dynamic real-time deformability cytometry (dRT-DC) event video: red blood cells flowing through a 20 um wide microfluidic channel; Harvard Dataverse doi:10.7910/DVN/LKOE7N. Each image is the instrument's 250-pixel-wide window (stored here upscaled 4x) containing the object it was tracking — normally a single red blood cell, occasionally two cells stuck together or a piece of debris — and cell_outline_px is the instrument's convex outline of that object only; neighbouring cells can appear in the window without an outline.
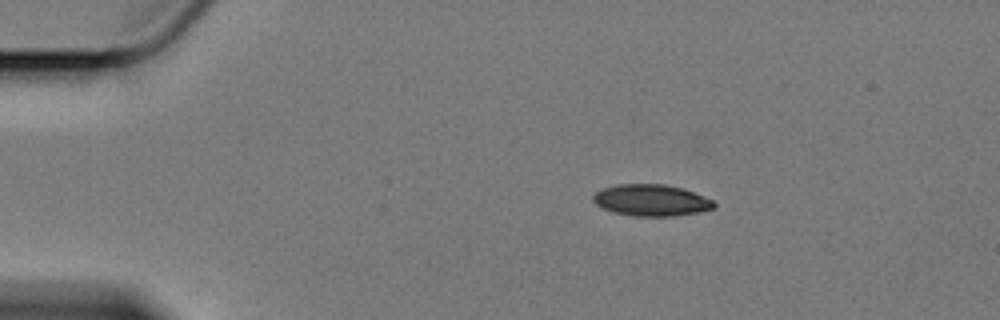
{"species": "Egyptian fruit bat (a non-hibernating species)", "species_latin": "Rousettus aegyptiacus", "temperature_condition": "cold", "stored_images_in_passage": 4, "camera_frame_rate_fps": 3000, "um_per_image_px": 0.085, "animal": {"sex": "female"}, "frame": {"image": 1, "passage_image": 1, "time_ms": 0.0, "image_size_px": [1000, 320], "cell_outline_px": [[716, 208], [700, 212], [676, 216], [632, 216], [612, 212], [596, 204], [592, 200], [592, 196], [596, 192], [604, 188], [616, 184], [664, 184], [680, 188], [692, 192], [712, 200], [716, 204]], "centroid_in_image_um": [55.35, 17.03], "position_along_channel_um": 29.7, "area_um2": 22.2}}
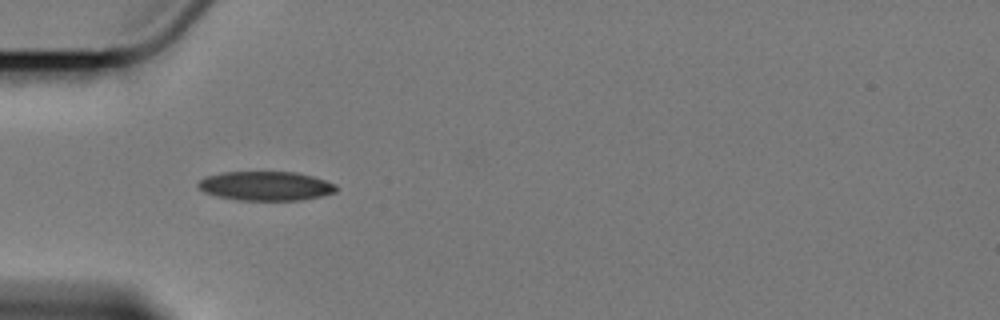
{"frame": {"image": 2, "passage_image": 3, "time_ms": 2.667, "image_size_px": [1000, 320], "cell_outline_px": [[336, 192], [320, 196], [300, 200], [236, 200], [216, 196], [204, 192], [196, 184], [204, 176], [224, 172], [296, 172], [312, 176], [336, 184]], "centroid_in_image_um": [22.56, 15.8], "position_along_channel_um": 62.4, "area_um2": 23.47}}
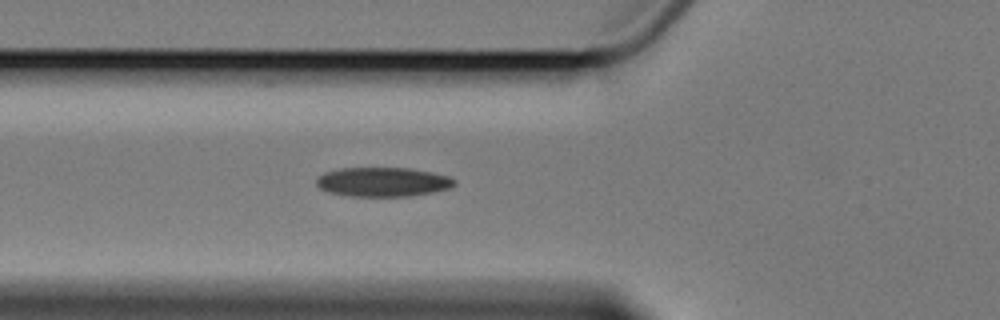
{"frame": {"image": 3, "passage_image": 4, "time_ms": 3.667, "image_size_px": [1000, 320], "cell_outline_px": [[456, 184], [448, 188], [432, 192], [412, 196], [348, 196], [328, 192], [320, 188], [316, 184], [316, 180], [324, 172], [340, 168], [408, 168], [432, 172], [448, 176], [456, 180]], "centroid_in_image_um": [32.53, 15.46], "position_along_channel_um": 93.3, "area_um2": 23.52}}